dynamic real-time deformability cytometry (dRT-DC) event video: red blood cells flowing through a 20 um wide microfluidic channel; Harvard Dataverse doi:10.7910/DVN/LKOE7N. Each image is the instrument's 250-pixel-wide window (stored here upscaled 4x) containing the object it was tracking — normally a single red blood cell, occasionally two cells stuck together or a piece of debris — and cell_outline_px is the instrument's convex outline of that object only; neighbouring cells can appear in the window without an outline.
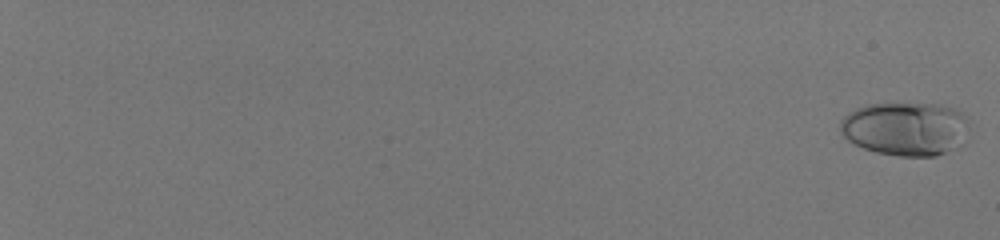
{"species": "human", "species_latin": "Homo sapiens", "temperature_condition": "room temperature", "stored_images_in_passage": 30, "camera_frame_rate_fps": 3000, "um_per_image_px": 0.085, "donor": {"sex": "male"}, "frame": {"image": 1, "passage_image": 1, "time_ms": 0.0, "image_size_px": [1000, 240], "cell_outline_px": [[968, 120], [956, 148], [936, 156], [900, 156], [876, 152], [864, 148], [848, 140], [840, 132], [840, 120], [848, 112], [856, 108], [868, 104], [932, 104], [952, 108], [968, 116]], "centroid_in_image_um": [76.9, 10.94], "position_along_channel_um": 8.1, "area_um2": 39.77}}
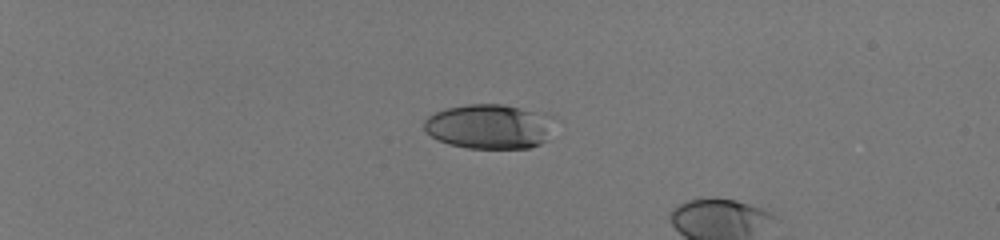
{"frame": {"image": 2, "passage_image": 19, "time_ms": 6.0, "image_size_px": [1000, 240], "cell_outline_px": [[552, 116], [548, 140], [540, 144], [528, 148], [468, 148], [448, 144], [436, 140], [424, 128], [424, 120], [428, 116], [444, 108], [468, 104], [504, 104], [544, 112]], "centroid_in_image_um": [41.59, 10.74], "position_along_channel_um": 43.4, "area_um2": 34.16}}
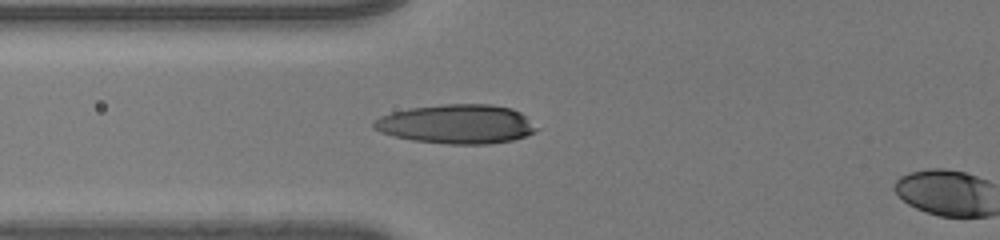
{"frame": {"image": 3, "passage_image": 29, "time_ms": 9.333, "image_size_px": [1000, 240], "cell_outline_px": [[540, 128], [536, 132], [512, 140], [488, 144], [448, 144], [412, 140], [392, 136], [380, 132], [372, 128], [372, 124], [380, 116], [392, 112], [408, 108], [444, 104], [492, 104], [512, 108], [520, 112]], "centroid_in_image_um": [38.82, 10.54], "position_along_channel_um": 87.0, "area_um2": 37.4}}